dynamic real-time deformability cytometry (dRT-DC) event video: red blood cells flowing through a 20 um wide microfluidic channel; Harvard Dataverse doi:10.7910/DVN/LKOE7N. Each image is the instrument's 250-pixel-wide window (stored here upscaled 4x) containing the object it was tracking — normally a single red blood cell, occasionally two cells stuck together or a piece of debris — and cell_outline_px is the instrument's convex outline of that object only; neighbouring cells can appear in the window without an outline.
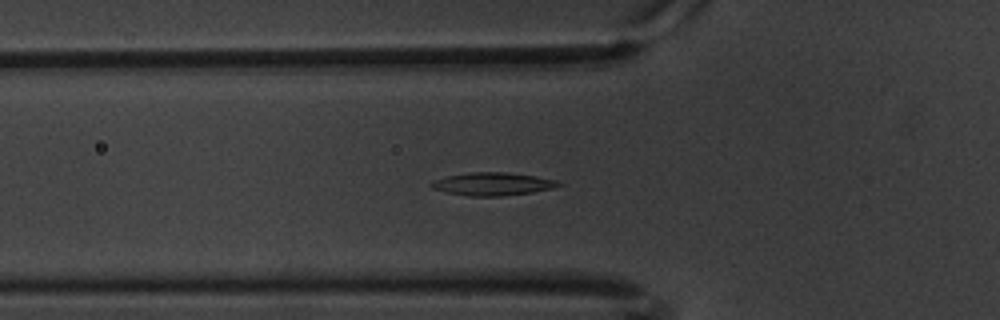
{"species": "common noctule bat (a hibernating species)", "species_latin": "Nyctalus noctula", "temperature_condition": "warm", "stored_images_in_passage": 47, "camera_frame_rate_fps": 3000, "um_per_image_px": 0.085, "animal": {"sex": "male", "body_mass_g": 20.1, "forearm_length_mm": 53.5}, "frame": {"image": 1, "passage_image": 7, "time_ms": 2.0, "image_size_px": [1000, 320], "cell_outline_px": [[564, 184], [556, 188], [532, 192], [500, 196], [468, 196], [444, 192], [432, 188], [428, 184], [432, 180], [448, 176], [468, 172], [508, 172], [536, 176], [556, 180]], "centroid_in_image_um": [41.87, 15.63], "position_along_channel_um": 83.9, "area_um2": 17.22}}
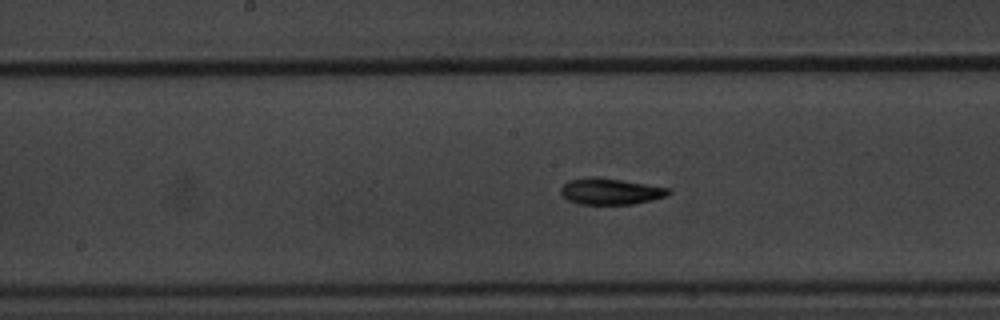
{"frame": {"image": 2, "passage_image": 17, "time_ms": 5.333, "image_size_px": [1000, 320], "cell_outline_px": [[672, 192], [668, 196], [652, 200], [632, 204], [580, 204], [568, 200], [560, 196], [560, 188], [568, 180], [588, 176], [600, 176], [672, 188]], "centroid_in_image_um": [51.89, 16.25], "position_along_channel_um": 196.3, "area_um2": 16.99}}
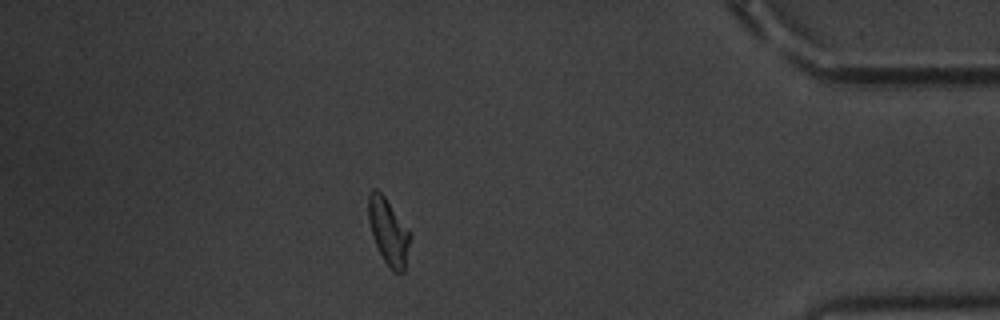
{"frame": {"image": 3, "passage_image": 39, "time_ms": 12.667, "image_size_px": [1000, 320], "cell_outline_px": [[412, 236], [404, 272], [392, 272], [384, 260], [372, 236], [368, 220], [368, 196], [372, 188], [376, 188], [384, 196]], "centroid_in_image_um": [33.01, 19.7], "position_along_channel_um": 402.2, "area_um2": 15.95}, "authors_computed_cell_mechanics": {"area_um2": 16.1262, "velocity_mm_per_s": 3.3477, "shape_relaxation_time_tau1_ms": 3.6451, "shape_relaxation_time_tau2_ms": 2.1688, "deformation_change_tau1": 0.1488, "deformation_change_tau2": 0.0808}}